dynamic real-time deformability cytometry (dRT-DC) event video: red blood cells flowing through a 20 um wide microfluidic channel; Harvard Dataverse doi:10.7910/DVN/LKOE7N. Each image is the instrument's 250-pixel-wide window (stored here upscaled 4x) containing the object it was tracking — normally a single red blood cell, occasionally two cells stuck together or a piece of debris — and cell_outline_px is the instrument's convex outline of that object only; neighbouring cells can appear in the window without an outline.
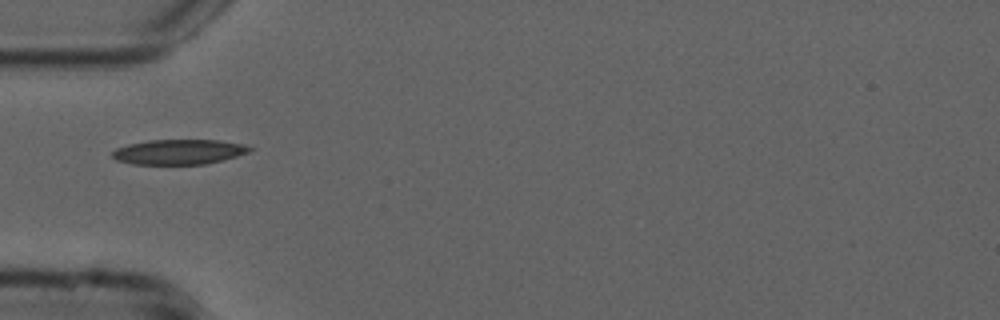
{"species": "common noctule bat (a hibernating species)", "species_latin": "Nyctalus noctula", "temperature_condition": "cold", "stored_images_in_passage": 12, "camera_frame_rate_fps": 3000, "um_per_image_px": 0.085, "animal": {"sex": "male", "forearm_length_mm": 52.5}, "frame": {"image": 1, "passage_image": 1, "time_ms": 0.0, "image_size_px": [1000, 320], "cell_outline_px": [[252, 148], [248, 152], [236, 156], [204, 164], [132, 164], [116, 160], [112, 156], [112, 152], [116, 148], [128, 144], [148, 140], [220, 140], [244, 144]], "centroid_in_image_um": [15.17, 12.9], "position_along_channel_um": 69.8, "area_um2": 19.88}}
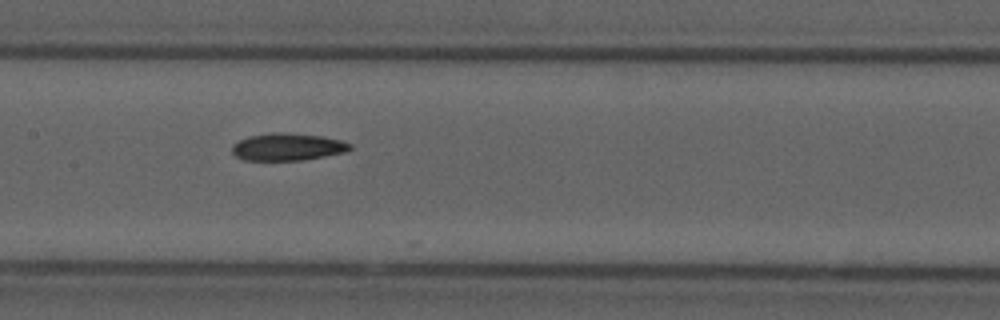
{"frame": {"image": 2, "passage_image": 10, "time_ms": 3.0, "image_size_px": [1000, 320], "cell_outline_px": [[352, 148], [344, 152], [324, 156], [300, 160], [244, 160], [236, 156], [232, 152], [232, 144], [248, 136], [272, 132], [280, 132], [320, 136], [340, 140], [352, 144]], "centroid_in_image_um": [24.41, 12.48], "position_along_channel_um": 183.0, "area_um2": 18.61}}